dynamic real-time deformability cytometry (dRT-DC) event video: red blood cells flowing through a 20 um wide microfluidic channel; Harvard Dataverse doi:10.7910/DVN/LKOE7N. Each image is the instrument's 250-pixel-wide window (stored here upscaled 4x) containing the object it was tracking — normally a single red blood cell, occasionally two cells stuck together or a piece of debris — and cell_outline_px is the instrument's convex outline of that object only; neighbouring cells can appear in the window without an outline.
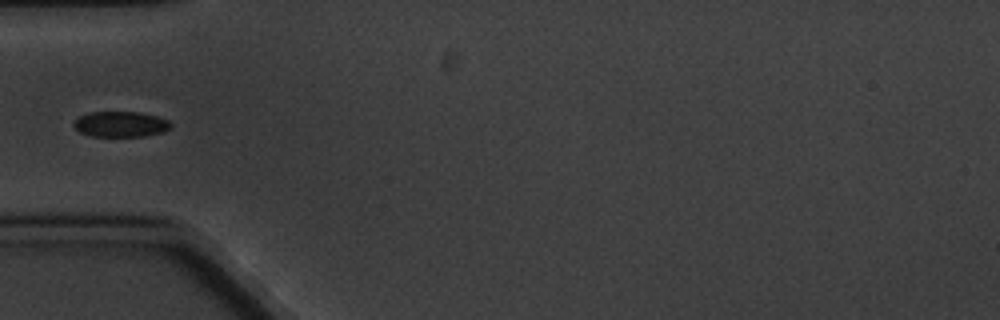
{"species": "common noctule bat (a hibernating species)", "species_latin": "Nyctalus noctula", "temperature_condition": "cold", "stored_images_in_passage": 7, "camera_frame_rate_fps": 3000, "um_per_image_px": 0.085, "animal": {"sex": "male", "body_mass_g": 20.1, "forearm_length_mm": 53.5}, "frame": {"image": 1, "passage_image": 6, "time_ms": 5.667, "image_size_px": [1000, 320], "cell_outline_px": [[172, 124], [164, 132], [144, 136], [92, 136], [80, 132], [72, 124], [80, 116], [88, 112], [140, 112], [156, 116], [168, 120]], "centroid_in_image_um": [10.26, 10.55], "position_along_channel_um": 74.7, "area_um2": 14.33}}